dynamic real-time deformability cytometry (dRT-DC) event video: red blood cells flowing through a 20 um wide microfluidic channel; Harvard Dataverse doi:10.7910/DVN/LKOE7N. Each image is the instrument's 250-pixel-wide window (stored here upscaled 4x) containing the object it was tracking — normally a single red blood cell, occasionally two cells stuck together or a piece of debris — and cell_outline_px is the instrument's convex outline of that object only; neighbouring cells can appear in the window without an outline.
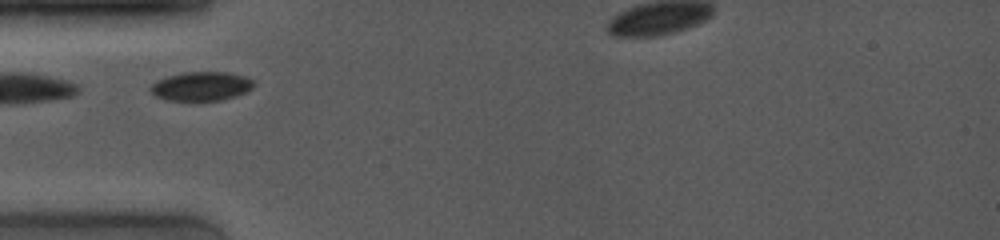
{"species": "common noctule bat (a hibernating species)", "species_latin": "Nyctalus noctula", "temperature_condition": "room temperature", "stored_images_in_passage": 2, "camera_frame_rate_fps": 4000, "um_per_image_px": 0.085, "animal": {"sex": "female", "body_mass_g": 19.0, "forearm_length_mm": 53.3}, "frame": {"image": 1, "passage_image": 1, "time_ms": 0.0, "image_size_px": [1000, 240], "cell_outline_px": [[256, 84], [248, 92], [236, 96], [220, 100], [164, 100], [156, 96], [148, 88], [156, 80], [168, 76], [184, 72], [224, 72], [244, 76], [252, 80]], "centroid_in_image_um": [17.11, 7.33], "position_along_channel_um": 67.9, "area_um2": 17.46}}